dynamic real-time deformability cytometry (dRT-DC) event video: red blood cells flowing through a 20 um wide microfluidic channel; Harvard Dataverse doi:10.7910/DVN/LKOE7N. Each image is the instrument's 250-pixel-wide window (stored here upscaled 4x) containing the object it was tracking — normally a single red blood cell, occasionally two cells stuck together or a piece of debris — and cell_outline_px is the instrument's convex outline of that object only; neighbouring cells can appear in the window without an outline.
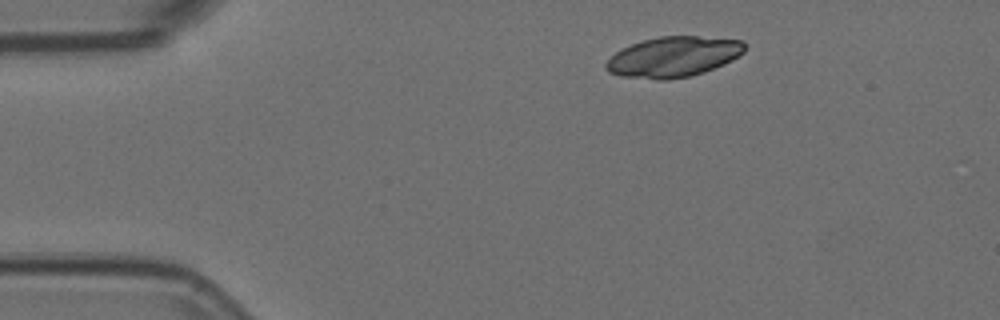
{"species": "Egyptian fruit bat (a non-hibernating species)", "species_latin": "Rousettus aegyptiacus", "temperature_condition": "room temperature", "stored_images_in_passage": 27, "camera_frame_rate_fps": 3000, "um_per_image_px": 0.085, "animal": {"sex": "female"}, "frame": {"image": 1, "passage_image": 1, "time_ms": 0.0, "image_size_px": [1000, 320], "cell_outline_px": [[744, 52], [732, 60], [724, 64], [688, 76], [664, 80], [660, 80], [620, 76], [608, 72], [604, 68], [604, 64], [616, 52], [632, 44], [644, 40], [660, 36], [696, 36], [744, 40]], "centroid_in_image_um": [57.21, 4.83], "position_along_channel_um": 27.8, "area_um2": 32.31}}